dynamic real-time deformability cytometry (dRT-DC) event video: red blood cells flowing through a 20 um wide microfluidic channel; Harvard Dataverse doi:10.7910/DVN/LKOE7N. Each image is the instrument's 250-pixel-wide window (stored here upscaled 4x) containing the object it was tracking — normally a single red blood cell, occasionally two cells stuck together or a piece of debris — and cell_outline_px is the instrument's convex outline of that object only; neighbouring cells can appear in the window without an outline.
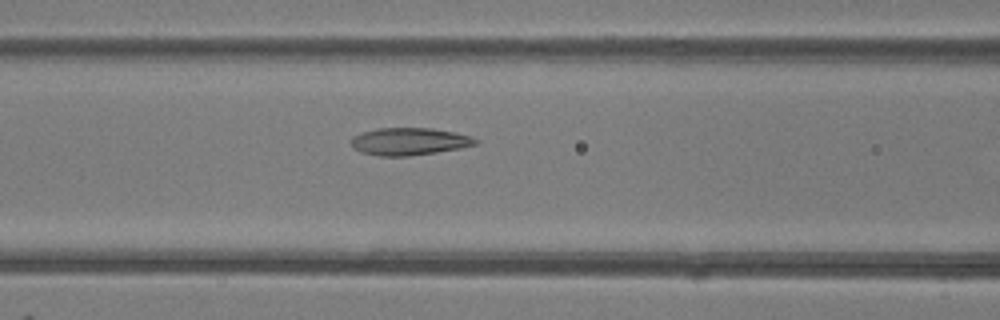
{"species": "common noctule bat (a hibernating species)", "species_latin": "Nyctalus noctula", "temperature_condition": "room temperature", "stored_images_in_passage": 50, "camera_frame_rate_fps": 3000, "um_per_image_px": 0.085, "animal": {"sex": "female"}, "frame": {"image": 1, "passage_image": 21, "time_ms": 6.667, "image_size_px": [1000, 320], "cell_outline_px": [[480, 140], [476, 144], [460, 148], [436, 152], [408, 156], [380, 156], [360, 152], [348, 140], [352, 136], [360, 132], [376, 128], [432, 128], [456, 132], [472, 136]], "centroid_in_image_um": [34.78, 12.01], "position_along_channel_um": 131.8, "area_um2": 20.06}}
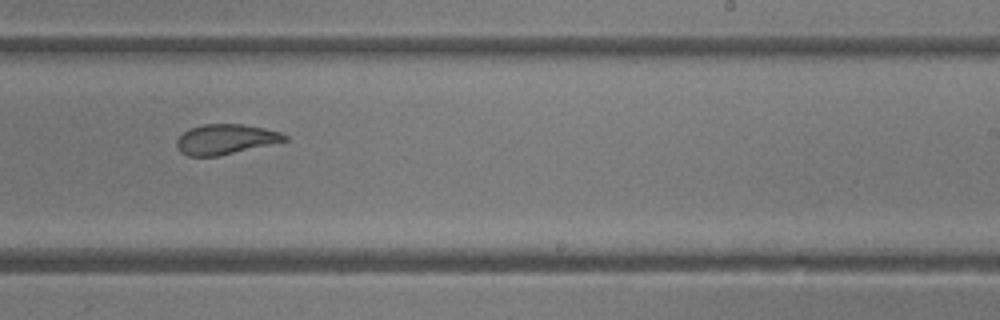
{"frame": {"image": 2, "passage_image": 31, "time_ms": 10.0, "image_size_px": [1000, 320], "cell_outline_px": [[288, 140], [220, 156], [188, 156], [180, 152], [176, 148], [176, 140], [188, 128], [204, 124], [244, 124], [264, 128], [280, 132], [288, 136]], "centroid_in_image_um": [19.15, 11.84], "position_along_channel_um": 269.9, "area_um2": 19.02}}
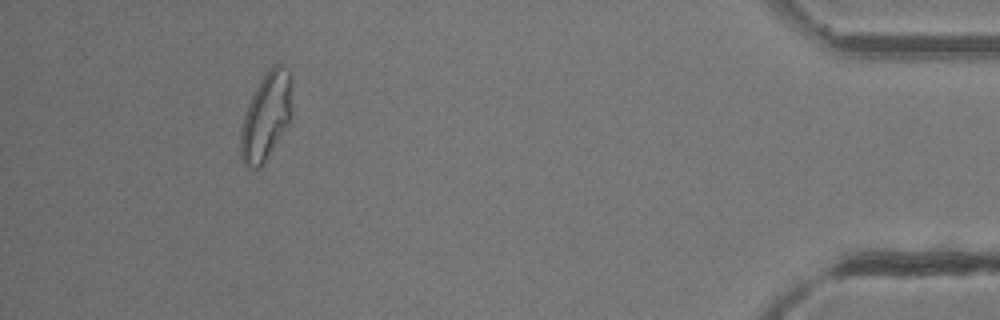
{"frame": {"image": 3, "passage_image": 46, "time_ms": 15.0, "image_size_px": [1000, 320], "cell_outline_px": [[292, 84], [288, 124], [264, 164], [260, 168], [248, 168], [244, 164], [240, 156], [240, 132], [244, 112], [260, 80], [272, 64], [280, 64], [288, 68], [292, 76]], "centroid_in_image_um": [22.6, 9.89], "position_along_channel_um": 412.6, "area_um2": 26.3}, "authors_computed_cell_mechanics": {"area_um2": 22.3686, "velocity_mm_per_s": 4.1538, "shape_relaxation_time_tau1_ms": 7.2917, "shape_relaxation_time_tau2_ms": 1.9291, "deformation_change_tau1": 0.1888, "deformation_change_tau2": 0.0904}}